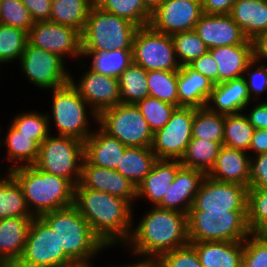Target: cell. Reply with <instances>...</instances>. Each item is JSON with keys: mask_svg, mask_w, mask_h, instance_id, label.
Segmentation results:
<instances>
[{"mask_svg": "<svg viewBox=\"0 0 267 267\" xmlns=\"http://www.w3.org/2000/svg\"><path fill=\"white\" fill-rule=\"evenodd\" d=\"M74 206L108 248L128 241L133 209L126 200L89 188H75Z\"/></svg>", "mask_w": 267, "mask_h": 267, "instance_id": "cell-1", "label": "cell"}, {"mask_svg": "<svg viewBox=\"0 0 267 267\" xmlns=\"http://www.w3.org/2000/svg\"><path fill=\"white\" fill-rule=\"evenodd\" d=\"M140 219L124 246L138 257H159L189 242L187 214L153 206ZM127 244V245H126Z\"/></svg>", "mask_w": 267, "mask_h": 267, "instance_id": "cell-2", "label": "cell"}, {"mask_svg": "<svg viewBox=\"0 0 267 267\" xmlns=\"http://www.w3.org/2000/svg\"><path fill=\"white\" fill-rule=\"evenodd\" d=\"M23 189L27 207L34 217L74 205L75 185L64 177L34 165L9 171Z\"/></svg>", "mask_w": 267, "mask_h": 267, "instance_id": "cell-3", "label": "cell"}, {"mask_svg": "<svg viewBox=\"0 0 267 267\" xmlns=\"http://www.w3.org/2000/svg\"><path fill=\"white\" fill-rule=\"evenodd\" d=\"M40 217L56 232L60 248L73 262L91 264L95 255L108 248L74 205Z\"/></svg>", "mask_w": 267, "mask_h": 267, "instance_id": "cell-4", "label": "cell"}, {"mask_svg": "<svg viewBox=\"0 0 267 267\" xmlns=\"http://www.w3.org/2000/svg\"><path fill=\"white\" fill-rule=\"evenodd\" d=\"M187 225L189 242H237L244 241L251 234L247 210H189Z\"/></svg>", "mask_w": 267, "mask_h": 267, "instance_id": "cell-5", "label": "cell"}, {"mask_svg": "<svg viewBox=\"0 0 267 267\" xmlns=\"http://www.w3.org/2000/svg\"><path fill=\"white\" fill-rule=\"evenodd\" d=\"M138 28L127 19L91 8L81 33L82 51L132 50Z\"/></svg>", "mask_w": 267, "mask_h": 267, "instance_id": "cell-6", "label": "cell"}, {"mask_svg": "<svg viewBox=\"0 0 267 267\" xmlns=\"http://www.w3.org/2000/svg\"><path fill=\"white\" fill-rule=\"evenodd\" d=\"M52 92V115L47 113L49 129L50 119H52L58 129L57 135L74 137L84 142L94 131L90 129L88 115H91L89 117L94 118L95 122H97V115L72 83L53 89Z\"/></svg>", "mask_w": 267, "mask_h": 267, "instance_id": "cell-7", "label": "cell"}, {"mask_svg": "<svg viewBox=\"0 0 267 267\" xmlns=\"http://www.w3.org/2000/svg\"><path fill=\"white\" fill-rule=\"evenodd\" d=\"M84 142L74 137L49 135L41 144L35 167L71 181L75 186L81 177Z\"/></svg>", "mask_w": 267, "mask_h": 267, "instance_id": "cell-8", "label": "cell"}, {"mask_svg": "<svg viewBox=\"0 0 267 267\" xmlns=\"http://www.w3.org/2000/svg\"><path fill=\"white\" fill-rule=\"evenodd\" d=\"M96 124L127 147L152 146L153 132L134 104L120 103L104 110L97 116Z\"/></svg>", "mask_w": 267, "mask_h": 267, "instance_id": "cell-9", "label": "cell"}, {"mask_svg": "<svg viewBox=\"0 0 267 267\" xmlns=\"http://www.w3.org/2000/svg\"><path fill=\"white\" fill-rule=\"evenodd\" d=\"M133 63L146 71H178L179 64L171 35L153 30L149 25L139 27L132 46Z\"/></svg>", "mask_w": 267, "mask_h": 267, "instance_id": "cell-10", "label": "cell"}, {"mask_svg": "<svg viewBox=\"0 0 267 267\" xmlns=\"http://www.w3.org/2000/svg\"><path fill=\"white\" fill-rule=\"evenodd\" d=\"M19 267H59L73 263L60 248L55 231L41 218L32 219Z\"/></svg>", "mask_w": 267, "mask_h": 267, "instance_id": "cell-11", "label": "cell"}, {"mask_svg": "<svg viewBox=\"0 0 267 267\" xmlns=\"http://www.w3.org/2000/svg\"><path fill=\"white\" fill-rule=\"evenodd\" d=\"M19 61L27 80L40 89L60 88L71 80L70 70H66L63 58L29 42Z\"/></svg>", "mask_w": 267, "mask_h": 267, "instance_id": "cell-12", "label": "cell"}, {"mask_svg": "<svg viewBox=\"0 0 267 267\" xmlns=\"http://www.w3.org/2000/svg\"><path fill=\"white\" fill-rule=\"evenodd\" d=\"M193 107H178L170 120L153 134L151 149L157 159L180 160L192 139Z\"/></svg>", "mask_w": 267, "mask_h": 267, "instance_id": "cell-13", "label": "cell"}, {"mask_svg": "<svg viewBox=\"0 0 267 267\" xmlns=\"http://www.w3.org/2000/svg\"><path fill=\"white\" fill-rule=\"evenodd\" d=\"M28 42L61 58L82 57L81 32L68 25L38 21L28 32Z\"/></svg>", "mask_w": 267, "mask_h": 267, "instance_id": "cell-14", "label": "cell"}, {"mask_svg": "<svg viewBox=\"0 0 267 267\" xmlns=\"http://www.w3.org/2000/svg\"><path fill=\"white\" fill-rule=\"evenodd\" d=\"M202 14L201 0H164L152 12L149 26L168 35L191 31Z\"/></svg>", "mask_w": 267, "mask_h": 267, "instance_id": "cell-15", "label": "cell"}, {"mask_svg": "<svg viewBox=\"0 0 267 267\" xmlns=\"http://www.w3.org/2000/svg\"><path fill=\"white\" fill-rule=\"evenodd\" d=\"M247 190L245 186L217 181L206 175L190 210H247Z\"/></svg>", "mask_w": 267, "mask_h": 267, "instance_id": "cell-16", "label": "cell"}, {"mask_svg": "<svg viewBox=\"0 0 267 267\" xmlns=\"http://www.w3.org/2000/svg\"><path fill=\"white\" fill-rule=\"evenodd\" d=\"M84 73L78 82L74 81L71 75L70 83L97 116L104 110L120 104L118 78L103 75L90 68Z\"/></svg>", "mask_w": 267, "mask_h": 267, "instance_id": "cell-17", "label": "cell"}, {"mask_svg": "<svg viewBox=\"0 0 267 267\" xmlns=\"http://www.w3.org/2000/svg\"><path fill=\"white\" fill-rule=\"evenodd\" d=\"M75 188L109 193L126 200L131 206L136 198V186L114 169L101 168L82 161L81 177Z\"/></svg>", "mask_w": 267, "mask_h": 267, "instance_id": "cell-18", "label": "cell"}, {"mask_svg": "<svg viewBox=\"0 0 267 267\" xmlns=\"http://www.w3.org/2000/svg\"><path fill=\"white\" fill-rule=\"evenodd\" d=\"M194 30L208 49L243 44L247 40L229 14L203 13Z\"/></svg>", "mask_w": 267, "mask_h": 267, "instance_id": "cell-19", "label": "cell"}, {"mask_svg": "<svg viewBox=\"0 0 267 267\" xmlns=\"http://www.w3.org/2000/svg\"><path fill=\"white\" fill-rule=\"evenodd\" d=\"M205 176L200 170L182 167L157 207L187 214Z\"/></svg>", "mask_w": 267, "mask_h": 267, "instance_id": "cell-20", "label": "cell"}, {"mask_svg": "<svg viewBox=\"0 0 267 267\" xmlns=\"http://www.w3.org/2000/svg\"><path fill=\"white\" fill-rule=\"evenodd\" d=\"M252 101L245 78L239 77L216 83L208 98L206 107L210 111L219 114L231 115L244 112Z\"/></svg>", "mask_w": 267, "mask_h": 267, "instance_id": "cell-21", "label": "cell"}, {"mask_svg": "<svg viewBox=\"0 0 267 267\" xmlns=\"http://www.w3.org/2000/svg\"><path fill=\"white\" fill-rule=\"evenodd\" d=\"M250 152L222 146L216 158L215 165L207 174L210 178L238 184L249 188Z\"/></svg>", "mask_w": 267, "mask_h": 267, "instance_id": "cell-22", "label": "cell"}, {"mask_svg": "<svg viewBox=\"0 0 267 267\" xmlns=\"http://www.w3.org/2000/svg\"><path fill=\"white\" fill-rule=\"evenodd\" d=\"M182 167L180 160L157 159L150 173L136 187V200L146 198L157 206Z\"/></svg>", "mask_w": 267, "mask_h": 267, "instance_id": "cell-23", "label": "cell"}, {"mask_svg": "<svg viewBox=\"0 0 267 267\" xmlns=\"http://www.w3.org/2000/svg\"><path fill=\"white\" fill-rule=\"evenodd\" d=\"M96 130L84 141V159L91 165L116 170L127 146L100 127Z\"/></svg>", "mask_w": 267, "mask_h": 267, "instance_id": "cell-24", "label": "cell"}, {"mask_svg": "<svg viewBox=\"0 0 267 267\" xmlns=\"http://www.w3.org/2000/svg\"><path fill=\"white\" fill-rule=\"evenodd\" d=\"M215 83L189 66L178 70V107H206Z\"/></svg>", "mask_w": 267, "mask_h": 267, "instance_id": "cell-25", "label": "cell"}, {"mask_svg": "<svg viewBox=\"0 0 267 267\" xmlns=\"http://www.w3.org/2000/svg\"><path fill=\"white\" fill-rule=\"evenodd\" d=\"M208 52L218 64V83L243 77L252 61V44L248 39L243 44L217 47Z\"/></svg>", "mask_w": 267, "mask_h": 267, "instance_id": "cell-26", "label": "cell"}, {"mask_svg": "<svg viewBox=\"0 0 267 267\" xmlns=\"http://www.w3.org/2000/svg\"><path fill=\"white\" fill-rule=\"evenodd\" d=\"M202 267H242L244 241L190 242Z\"/></svg>", "mask_w": 267, "mask_h": 267, "instance_id": "cell-27", "label": "cell"}, {"mask_svg": "<svg viewBox=\"0 0 267 267\" xmlns=\"http://www.w3.org/2000/svg\"><path fill=\"white\" fill-rule=\"evenodd\" d=\"M34 217L0 219V261H16L25 249L28 231Z\"/></svg>", "mask_w": 267, "mask_h": 267, "instance_id": "cell-28", "label": "cell"}, {"mask_svg": "<svg viewBox=\"0 0 267 267\" xmlns=\"http://www.w3.org/2000/svg\"><path fill=\"white\" fill-rule=\"evenodd\" d=\"M229 15L248 40L267 31V0H236Z\"/></svg>", "mask_w": 267, "mask_h": 267, "instance_id": "cell-29", "label": "cell"}, {"mask_svg": "<svg viewBox=\"0 0 267 267\" xmlns=\"http://www.w3.org/2000/svg\"><path fill=\"white\" fill-rule=\"evenodd\" d=\"M5 143L7 161H12L8 172L18 166L34 165L39 154L40 144L32 139V136L20 134L12 125L8 127L5 138L0 140V144ZM22 165H16V164Z\"/></svg>", "mask_w": 267, "mask_h": 267, "instance_id": "cell-30", "label": "cell"}, {"mask_svg": "<svg viewBox=\"0 0 267 267\" xmlns=\"http://www.w3.org/2000/svg\"><path fill=\"white\" fill-rule=\"evenodd\" d=\"M156 160L151 147H126L116 170L137 187Z\"/></svg>", "mask_w": 267, "mask_h": 267, "instance_id": "cell-31", "label": "cell"}, {"mask_svg": "<svg viewBox=\"0 0 267 267\" xmlns=\"http://www.w3.org/2000/svg\"><path fill=\"white\" fill-rule=\"evenodd\" d=\"M34 217L29 211L23 189L10 172L0 177V219Z\"/></svg>", "mask_w": 267, "mask_h": 267, "instance_id": "cell-32", "label": "cell"}, {"mask_svg": "<svg viewBox=\"0 0 267 267\" xmlns=\"http://www.w3.org/2000/svg\"><path fill=\"white\" fill-rule=\"evenodd\" d=\"M221 147L218 142L191 139L180 162L185 168L197 169L207 175L215 165Z\"/></svg>", "mask_w": 267, "mask_h": 267, "instance_id": "cell-33", "label": "cell"}, {"mask_svg": "<svg viewBox=\"0 0 267 267\" xmlns=\"http://www.w3.org/2000/svg\"><path fill=\"white\" fill-rule=\"evenodd\" d=\"M88 56L92 58L90 69L115 78L133 63L132 50L82 51V58Z\"/></svg>", "mask_w": 267, "mask_h": 267, "instance_id": "cell-34", "label": "cell"}, {"mask_svg": "<svg viewBox=\"0 0 267 267\" xmlns=\"http://www.w3.org/2000/svg\"><path fill=\"white\" fill-rule=\"evenodd\" d=\"M118 80L120 103L136 105L149 96L147 71L140 65L131 63Z\"/></svg>", "mask_w": 267, "mask_h": 267, "instance_id": "cell-35", "label": "cell"}, {"mask_svg": "<svg viewBox=\"0 0 267 267\" xmlns=\"http://www.w3.org/2000/svg\"><path fill=\"white\" fill-rule=\"evenodd\" d=\"M90 9L86 0H51L49 21L71 26L82 33Z\"/></svg>", "mask_w": 267, "mask_h": 267, "instance_id": "cell-36", "label": "cell"}, {"mask_svg": "<svg viewBox=\"0 0 267 267\" xmlns=\"http://www.w3.org/2000/svg\"><path fill=\"white\" fill-rule=\"evenodd\" d=\"M225 115L210 111L207 107L196 108L192 122V139H204L223 145Z\"/></svg>", "mask_w": 267, "mask_h": 267, "instance_id": "cell-37", "label": "cell"}, {"mask_svg": "<svg viewBox=\"0 0 267 267\" xmlns=\"http://www.w3.org/2000/svg\"><path fill=\"white\" fill-rule=\"evenodd\" d=\"M255 128L243 113L225 115L223 145L248 151Z\"/></svg>", "mask_w": 267, "mask_h": 267, "instance_id": "cell-38", "label": "cell"}, {"mask_svg": "<svg viewBox=\"0 0 267 267\" xmlns=\"http://www.w3.org/2000/svg\"><path fill=\"white\" fill-rule=\"evenodd\" d=\"M178 71H147L149 96L178 108Z\"/></svg>", "mask_w": 267, "mask_h": 267, "instance_id": "cell-39", "label": "cell"}, {"mask_svg": "<svg viewBox=\"0 0 267 267\" xmlns=\"http://www.w3.org/2000/svg\"><path fill=\"white\" fill-rule=\"evenodd\" d=\"M100 8L138 27L148 26L152 14L143 0H106Z\"/></svg>", "mask_w": 267, "mask_h": 267, "instance_id": "cell-40", "label": "cell"}, {"mask_svg": "<svg viewBox=\"0 0 267 267\" xmlns=\"http://www.w3.org/2000/svg\"><path fill=\"white\" fill-rule=\"evenodd\" d=\"M27 43V31L0 24V64L20 60Z\"/></svg>", "mask_w": 267, "mask_h": 267, "instance_id": "cell-41", "label": "cell"}, {"mask_svg": "<svg viewBox=\"0 0 267 267\" xmlns=\"http://www.w3.org/2000/svg\"><path fill=\"white\" fill-rule=\"evenodd\" d=\"M247 225L251 233H267V188H248Z\"/></svg>", "mask_w": 267, "mask_h": 267, "instance_id": "cell-42", "label": "cell"}, {"mask_svg": "<svg viewBox=\"0 0 267 267\" xmlns=\"http://www.w3.org/2000/svg\"><path fill=\"white\" fill-rule=\"evenodd\" d=\"M177 60L181 66H188L196 58L208 52V48L195 30L171 35Z\"/></svg>", "mask_w": 267, "mask_h": 267, "instance_id": "cell-43", "label": "cell"}, {"mask_svg": "<svg viewBox=\"0 0 267 267\" xmlns=\"http://www.w3.org/2000/svg\"><path fill=\"white\" fill-rule=\"evenodd\" d=\"M136 106L139 108L153 134L167 124L172 113L177 108L175 105L151 96H147L142 101H139Z\"/></svg>", "mask_w": 267, "mask_h": 267, "instance_id": "cell-44", "label": "cell"}, {"mask_svg": "<svg viewBox=\"0 0 267 267\" xmlns=\"http://www.w3.org/2000/svg\"><path fill=\"white\" fill-rule=\"evenodd\" d=\"M20 134L32 136L41 144L49 135V120L47 113L42 114L38 112H23V114L16 115L10 123Z\"/></svg>", "mask_w": 267, "mask_h": 267, "instance_id": "cell-45", "label": "cell"}, {"mask_svg": "<svg viewBox=\"0 0 267 267\" xmlns=\"http://www.w3.org/2000/svg\"><path fill=\"white\" fill-rule=\"evenodd\" d=\"M34 23L30 12L21 0L0 1V24L29 32Z\"/></svg>", "mask_w": 267, "mask_h": 267, "instance_id": "cell-46", "label": "cell"}, {"mask_svg": "<svg viewBox=\"0 0 267 267\" xmlns=\"http://www.w3.org/2000/svg\"><path fill=\"white\" fill-rule=\"evenodd\" d=\"M242 267H267V233H251L244 240Z\"/></svg>", "mask_w": 267, "mask_h": 267, "instance_id": "cell-47", "label": "cell"}, {"mask_svg": "<svg viewBox=\"0 0 267 267\" xmlns=\"http://www.w3.org/2000/svg\"><path fill=\"white\" fill-rule=\"evenodd\" d=\"M163 267H202L195 248L188 243L159 256Z\"/></svg>", "mask_w": 267, "mask_h": 267, "instance_id": "cell-48", "label": "cell"}, {"mask_svg": "<svg viewBox=\"0 0 267 267\" xmlns=\"http://www.w3.org/2000/svg\"><path fill=\"white\" fill-rule=\"evenodd\" d=\"M257 63H259L258 66ZM254 66L255 69L253 68ZM243 77L245 78L251 100L257 99L256 101H258L260 95L267 91V65L252 60L246 67Z\"/></svg>", "mask_w": 267, "mask_h": 267, "instance_id": "cell-49", "label": "cell"}, {"mask_svg": "<svg viewBox=\"0 0 267 267\" xmlns=\"http://www.w3.org/2000/svg\"><path fill=\"white\" fill-rule=\"evenodd\" d=\"M249 188H267V152L252 156L249 166Z\"/></svg>", "mask_w": 267, "mask_h": 267, "instance_id": "cell-50", "label": "cell"}, {"mask_svg": "<svg viewBox=\"0 0 267 267\" xmlns=\"http://www.w3.org/2000/svg\"><path fill=\"white\" fill-rule=\"evenodd\" d=\"M188 66L194 71L208 77L213 83H218V64L209 52L196 58Z\"/></svg>", "mask_w": 267, "mask_h": 267, "instance_id": "cell-51", "label": "cell"}, {"mask_svg": "<svg viewBox=\"0 0 267 267\" xmlns=\"http://www.w3.org/2000/svg\"><path fill=\"white\" fill-rule=\"evenodd\" d=\"M34 22L48 21L51 14V0H21Z\"/></svg>", "mask_w": 267, "mask_h": 267, "instance_id": "cell-52", "label": "cell"}, {"mask_svg": "<svg viewBox=\"0 0 267 267\" xmlns=\"http://www.w3.org/2000/svg\"><path fill=\"white\" fill-rule=\"evenodd\" d=\"M245 115L255 129H267V101L263 100L252 106Z\"/></svg>", "mask_w": 267, "mask_h": 267, "instance_id": "cell-53", "label": "cell"}, {"mask_svg": "<svg viewBox=\"0 0 267 267\" xmlns=\"http://www.w3.org/2000/svg\"><path fill=\"white\" fill-rule=\"evenodd\" d=\"M236 0H201L202 12L205 14H230Z\"/></svg>", "mask_w": 267, "mask_h": 267, "instance_id": "cell-54", "label": "cell"}, {"mask_svg": "<svg viewBox=\"0 0 267 267\" xmlns=\"http://www.w3.org/2000/svg\"><path fill=\"white\" fill-rule=\"evenodd\" d=\"M252 60L261 62L267 60V31L259 33L252 40Z\"/></svg>", "mask_w": 267, "mask_h": 267, "instance_id": "cell-55", "label": "cell"}, {"mask_svg": "<svg viewBox=\"0 0 267 267\" xmlns=\"http://www.w3.org/2000/svg\"><path fill=\"white\" fill-rule=\"evenodd\" d=\"M248 151H253L254 156L267 152V129L254 130Z\"/></svg>", "mask_w": 267, "mask_h": 267, "instance_id": "cell-56", "label": "cell"}, {"mask_svg": "<svg viewBox=\"0 0 267 267\" xmlns=\"http://www.w3.org/2000/svg\"><path fill=\"white\" fill-rule=\"evenodd\" d=\"M138 262L127 265H114L109 267H163L159 257L144 256Z\"/></svg>", "mask_w": 267, "mask_h": 267, "instance_id": "cell-57", "label": "cell"}, {"mask_svg": "<svg viewBox=\"0 0 267 267\" xmlns=\"http://www.w3.org/2000/svg\"><path fill=\"white\" fill-rule=\"evenodd\" d=\"M164 0H143L145 6L153 12Z\"/></svg>", "mask_w": 267, "mask_h": 267, "instance_id": "cell-58", "label": "cell"}, {"mask_svg": "<svg viewBox=\"0 0 267 267\" xmlns=\"http://www.w3.org/2000/svg\"><path fill=\"white\" fill-rule=\"evenodd\" d=\"M90 8H100L106 0H86Z\"/></svg>", "mask_w": 267, "mask_h": 267, "instance_id": "cell-59", "label": "cell"}, {"mask_svg": "<svg viewBox=\"0 0 267 267\" xmlns=\"http://www.w3.org/2000/svg\"><path fill=\"white\" fill-rule=\"evenodd\" d=\"M0 267H19L16 261L1 260Z\"/></svg>", "mask_w": 267, "mask_h": 267, "instance_id": "cell-60", "label": "cell"}, {"mask_svg": "<svg viewBox=\"0 0 267 267\" xmlns=\"http://www.w3.org/2000/svg\"><path fill=\"white\" fill-rule=\"evenodd\" d=\"M59 267H94V266L92 264H89V263L73 262L71 264L59 266Z\"/></svg>", "mask_w": 267, "mask_h": 267, "instance_id": "cell-61", "label": "cell"}]
</instances>
